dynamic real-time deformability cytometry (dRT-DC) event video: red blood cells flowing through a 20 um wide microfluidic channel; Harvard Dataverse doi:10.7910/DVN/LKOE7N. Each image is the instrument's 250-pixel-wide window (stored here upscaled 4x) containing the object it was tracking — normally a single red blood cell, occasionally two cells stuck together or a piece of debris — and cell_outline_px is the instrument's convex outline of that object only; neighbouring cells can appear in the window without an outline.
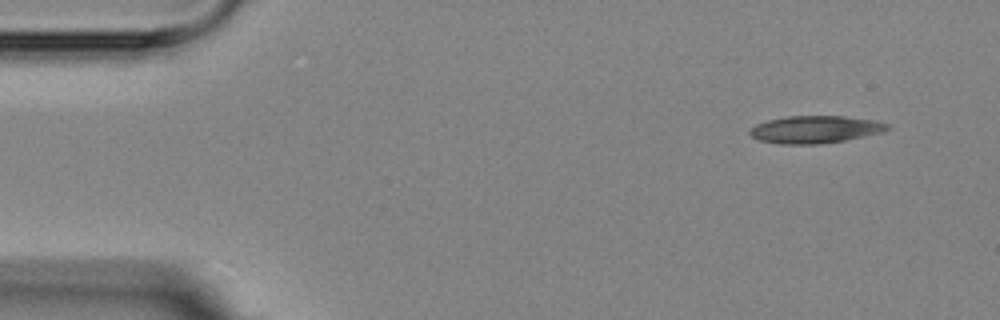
{"species": "Egyptian fruit bat (a non-hibernating species)", "species_latin": "Rousettus aegyptiacus", "temperature_condition": "room temperature", "stored_images_in_passage": 5, "camera_frame_rate_fps": 3000, "um_per_image_px": 0.085, "animal": {"sex": "female"}, "frame": {"image": 1, "passage_image": 1, "time_ms": 0.0, "image_size_px": [1000, 320], "cell_outline_px": [[892, 128], [884, 132], [844, 140], [820, 144], [780, 144], [760, 140], [752, 136], [748, 132], [756, 124], [768, 120], [788, 116], [844, 116], [872, 120], [888, 124]], "centroid_in_image_um": [69.31, 11.0], "position_along_channel_um": 15.7, "area_um2": 21.85}}
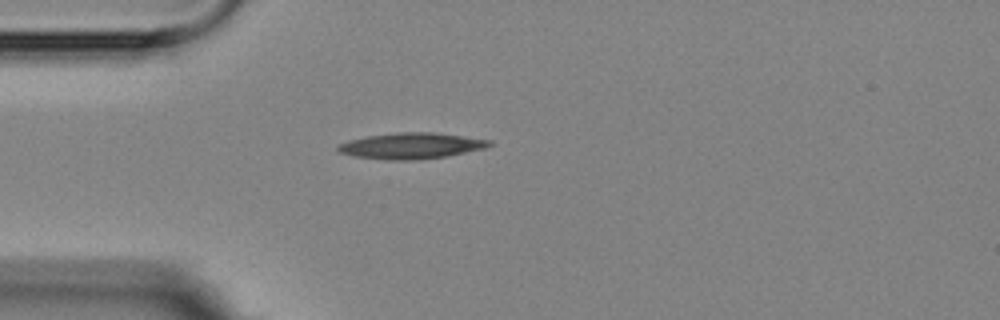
{"frame": {"image": 2, "passage_image": 4, "time_ms": 3.333, "image_size_px": [1000, 320], "cell_outline_px": [[492, 144], [484, 148], [448, 156], [420, 160], [388, 160], [352, 156], [336, 152], [336, 144], [348, 140], [368, 136], [400, 132], [432, 132], [492, 140]], "centroid_in_image_um": [34.89, 12.4], "position_along_channel_um": 50.1, "area_um2": 23.12}}